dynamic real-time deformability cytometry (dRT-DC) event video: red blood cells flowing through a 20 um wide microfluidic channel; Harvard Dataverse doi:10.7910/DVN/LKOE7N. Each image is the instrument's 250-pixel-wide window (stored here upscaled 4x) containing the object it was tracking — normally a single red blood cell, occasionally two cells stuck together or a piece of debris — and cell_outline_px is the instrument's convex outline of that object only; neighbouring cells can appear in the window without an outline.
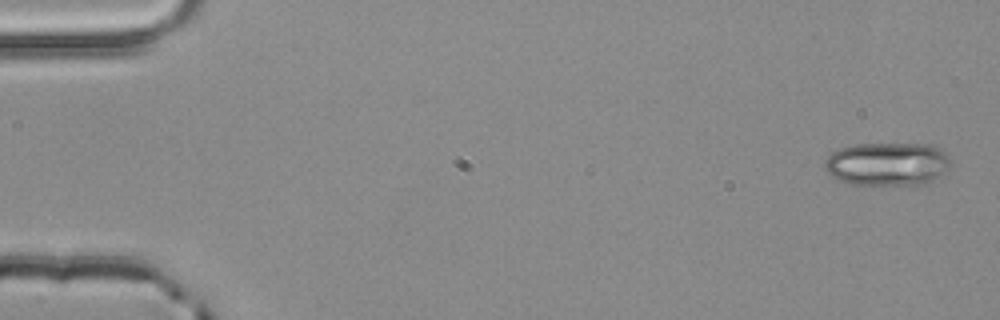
{"species": "common noctule bat (a hibernating species)", "species_latin": "Nyctalus noctula", "temperature_condition": "room temperature", "stored_images_in_passage": 4, "segment_of_instrument_passage": [2, 2], "camera_frame_rate_fps": 3000, "um_per_image_px": 0.085, "animal": {"sex": "male", "body_mass_g": 20.4}, "frame": {"image": 1, "passage_image": 4, "time_ms": 1.0, "image_size_px": [1000, 320], "cell_outline_px": [[952, 164], [944, 172], [928, 184], [852, 184], [836, 180], [824, 168], [824, 160], [832, 152], [840, 148], [856, 144], [932, 144], [940, 148], [952, 160]], "centroid_in_image_um": [75.44, 13.93], "position_along_channel_um": 9.6, "area_um2": 32.02}}